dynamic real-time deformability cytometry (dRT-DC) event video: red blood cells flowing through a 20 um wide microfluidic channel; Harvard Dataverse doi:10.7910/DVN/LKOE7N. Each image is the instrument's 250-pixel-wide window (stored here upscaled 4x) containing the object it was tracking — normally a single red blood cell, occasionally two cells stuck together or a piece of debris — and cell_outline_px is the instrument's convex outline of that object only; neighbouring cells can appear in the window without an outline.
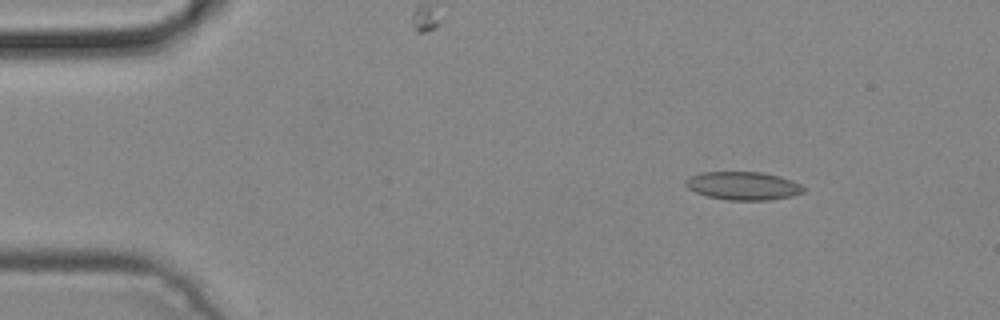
{"species": "common noctule bat (a hibernating species)", "species_latin": "Nyctalus noctula", "temperature_condition": "cold", "stored_images_in_passage": 3, "camera_frame_rate_fps": 3000, "um_per_image_px": 0.085, "animal": {"sex": "male", "body_mass_g": 19.2, "forearm_length_mm": 51.8}, "frame": {"image": 1, "passage_image": 1, "time_ms": 0.0, "image_size_px": [1000, 320], "cell_outline_px": [[804, 192], [792, 196], [768, 200], [728, 200], [708, 196], [696, 192], [688, 188], [684, 184], [684, 180], [700, 172], [764, 172], [780, 176], [792, 180], [800, 184], [804, 188]], "centroid_in_image_um": [63.17, 15.79], "position_along_channel_um": 21.8, "area_um2": 19.42}}